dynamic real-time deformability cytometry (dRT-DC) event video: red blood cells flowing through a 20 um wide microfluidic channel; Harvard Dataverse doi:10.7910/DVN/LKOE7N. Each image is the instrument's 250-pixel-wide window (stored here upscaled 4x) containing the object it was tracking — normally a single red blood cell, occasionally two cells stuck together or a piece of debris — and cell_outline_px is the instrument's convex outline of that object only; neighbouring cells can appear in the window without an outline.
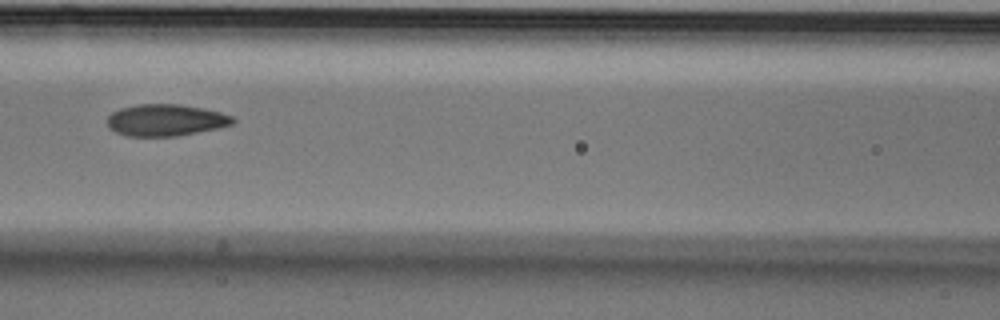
{"species": "Egyptian fruit bat (a non-hibernating species)", "species_latin": "Rousettus aegyptiacus", "temperature_condition": "cold", "stored_images_in_passage": 8, "camera_frame_rate_fps": 3000, "um_per_image_px": 0.085, "animal": {"sex": "male"}, "frame": {"image": 1, "passage_image": 7, "time_ms": 2.0, "image_size_px": [1000, 320], "cell_outline_px": [[236, 120], [232, 124], [216, 128], [176, 136], [128, 136], [116, 132], [108, 128], [108, 116], [112, 112], [120, 108], [140, 104], [180, 104], [220, 112], [232, 116]], "centroid_in_image_um": [14.05, 10.21], "position_along_channel_um": 152.5, "area_um2": 23.0}}
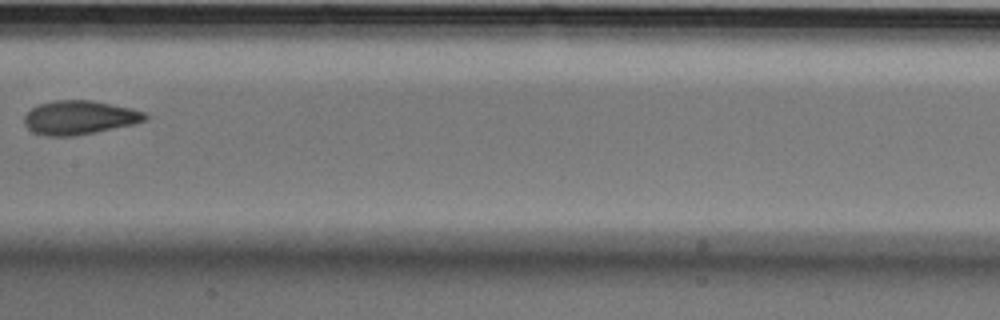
{"frame": {"image": 2, "passage_image": 8, "time_ms": 2.333, "image_size_px": [1000, 320], "cell_outline_px": [[148, 120], [132, 124], [72, 136], [44, 136], [32, 132], [24, 124], [24, 116], [32, 108], [40, 104], [56, 100], [92, 100], [132, 108], [144, 112], [148, 116]], "centroid_in_image_um": [6.74, 9.98], "position_along_channel_um": 200.7, "area_um2": 23.7}}